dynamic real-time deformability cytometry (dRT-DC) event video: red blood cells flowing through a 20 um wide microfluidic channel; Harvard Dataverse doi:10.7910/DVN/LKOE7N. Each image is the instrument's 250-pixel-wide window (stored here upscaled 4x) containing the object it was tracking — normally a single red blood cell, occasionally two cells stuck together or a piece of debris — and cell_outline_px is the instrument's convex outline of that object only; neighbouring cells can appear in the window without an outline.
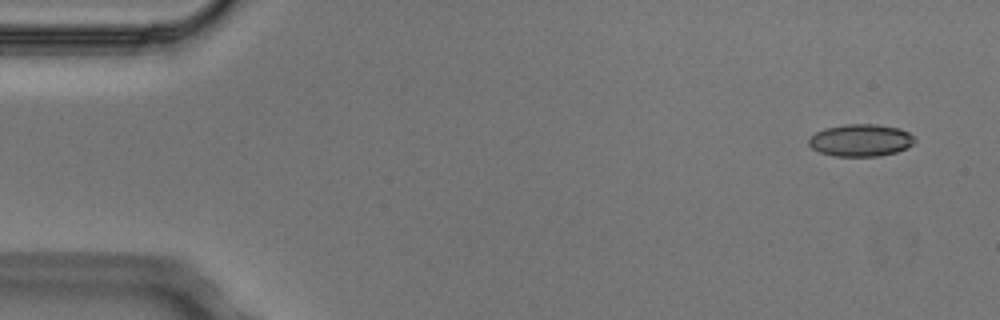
{"species": "Egyptian fruit bat (a non-hibernating species)", "species_latin": "Rousettus aegyptiacus", "temperature_condition": "cold", "stored_images_in_passage": 6, "camera_frame_rate_fps": 3000, "um_per_image_px": 0.085, "animal": {"sex": "male"}, "frame": {"image": 1, "passage_image": 1, "time_ms": 0.0, "image_size_px": [1000, 320], "cell_outline_px": [[916, 140], [912, 144], [896, 152], [880, 156], [832, 156], [820, 152], [812, 148], [808, 144], [808, 140], [816, 132], [824, 128], [844, 124], [876, 124], [900, 128], [916, 136]], "centroid_in_image_um": [73.16, 11.91], "position_along_channel_um": 11.8, "area_um2": 20.0}}
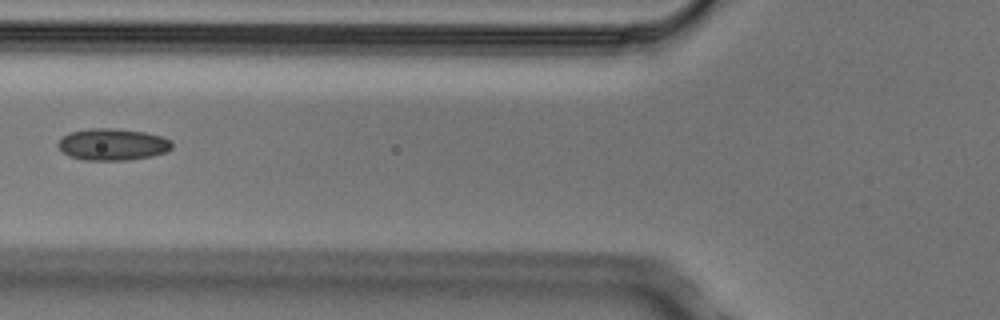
{"frame": {"image": 2, "passage_image": 6, "time_ms": 1.667, "image_size_px": [1000, 320], "cell_outline_px": [[172, 148], [168, 152], [152, 156], [128, 160], [84, 160], [68, 156], [56, 144], [64, 136], [72, 132], [88, 128], [116, 128], [144, 132], [160, 136], [172, 140]], "centroid_in_image_um": [9.6, 12.28], "position_along_channel_um": 116.2, "area_um2": 21.15}}